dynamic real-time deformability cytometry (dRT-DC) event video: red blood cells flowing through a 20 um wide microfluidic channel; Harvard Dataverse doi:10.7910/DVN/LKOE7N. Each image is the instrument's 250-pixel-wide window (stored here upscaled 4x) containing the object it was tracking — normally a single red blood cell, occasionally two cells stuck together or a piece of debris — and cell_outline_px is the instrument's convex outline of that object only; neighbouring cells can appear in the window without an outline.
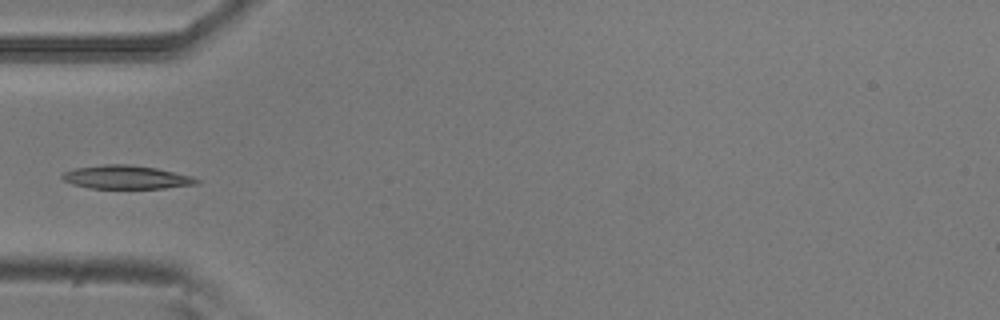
{"species": "common noctule bat (a hibernating species)", "species_latin": "Nyctalus noctula", "temperature_condition": "room temperature", "stored_images_in_passage": 4, "camera_frame_rate_fps": 3000, "um_per_image_px": 0.085, "animal": {"sex": "male", "body_mass_g": 20.5, "forearm_length_mm": 52.5}, "frame": {"image": 1, "passage_image": 4, "time_ms": 1.0, "image_size_px": [1000, 320], "cell_outline_px": [[200, 180], [196, 184], [164, 188], [92, 188], [72, 184], [64, 180], [60, 176], [64, 172], [76, 168], [104, 164], [124, 164], [156, 168], [192, 176]], "centroid_in_image_um": [10.72, 15.06], "position_along_channel_um": 74.3, "area_um2": 18.15}}